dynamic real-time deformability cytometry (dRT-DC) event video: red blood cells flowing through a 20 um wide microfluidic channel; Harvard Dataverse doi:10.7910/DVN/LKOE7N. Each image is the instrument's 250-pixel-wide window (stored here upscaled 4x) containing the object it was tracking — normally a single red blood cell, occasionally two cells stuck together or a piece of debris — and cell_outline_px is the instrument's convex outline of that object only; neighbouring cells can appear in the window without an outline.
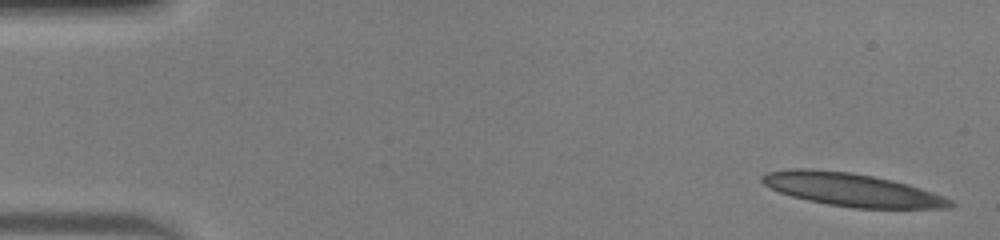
{"species": "human", "species_latin": "Homo sapiens", "temperature_condition": "warm", "stored_images_in_passage": 48, "camera_frame_rate_fps": 3000, "um_per_image_px": 0.085, "donor": {"sex": "male"}, "frame": {"image": 1, "passage_image": 1, "time_ms": 0.0, "image_size_px": [1000, 240], "cell_outline_px": [[956, 204], [952, 208], [852, 208], [828, 204], [808, 200], [792, 196], [780, 192], [764, 184], [760, 180], [760, 176], [768, 172], [788, 168], [812, 168], [852, 172], [892, 180], [908, 184], [944, 196], [952, 200]], "centroid_in_image_um": [72.41, 16.11], "position_along_channel_um": 12.6, "area_um2": 36.36}}
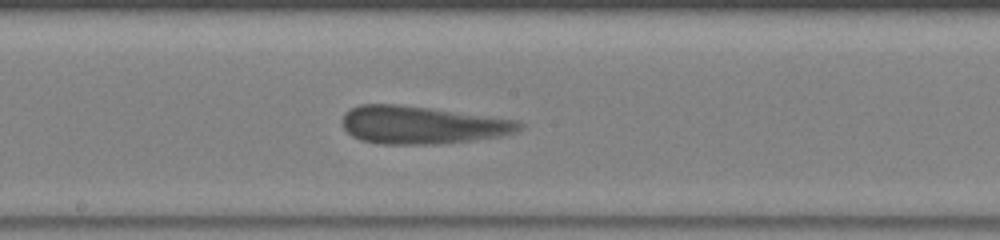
{"frame": {"image": 2, "passage_image": 25, "time_ms": 8.0, "image_size_px": [1000, 240], "cell_outline_px": [[524, 124], [516, 132], [500, 136], [472, 140], [436, 144], [384, 144], [360, 140], [352, 136], [344, 128], [344, 112], [348, 108], [360, 104], [396, 104], [428, 108], [516, 120]], "centroid_in_image_um": [35.82, 10.62], "position_along_channel_um": 212.4, "area_um2": 38.61}}
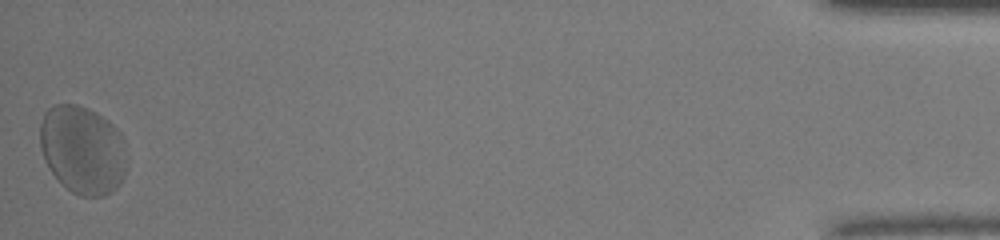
{"frame": {"image": 3, "passage_image": 48, "time_ms": 15.667, "image_size_px": [1000, 240], "cell_outline_px": [[124, 180], [112, 192], [104, 196], [80, 196], [72, 192], [52, 172], [40, 148], [40, 124], [44, 112], [52, 104], [76, 104], [88, 108], [96, 112], [108, 120], [120, 132], [124, 140]], "centroid_in_image_um": [7.02, 12.7], "position_along_channel_um": 428.2, "area_um2": 44.56}, "authors_computed_cell_mechanics": {"area_um2": 38.3503, "velocity_mm_per_s": 4.0668, "shape_relaxation_time_tau1_ms": null, "shape_relaxation_time_tau2_ms": 0.9553, "deformation_change_tau1": null, "deformation_change_tau2": 0.0738}}